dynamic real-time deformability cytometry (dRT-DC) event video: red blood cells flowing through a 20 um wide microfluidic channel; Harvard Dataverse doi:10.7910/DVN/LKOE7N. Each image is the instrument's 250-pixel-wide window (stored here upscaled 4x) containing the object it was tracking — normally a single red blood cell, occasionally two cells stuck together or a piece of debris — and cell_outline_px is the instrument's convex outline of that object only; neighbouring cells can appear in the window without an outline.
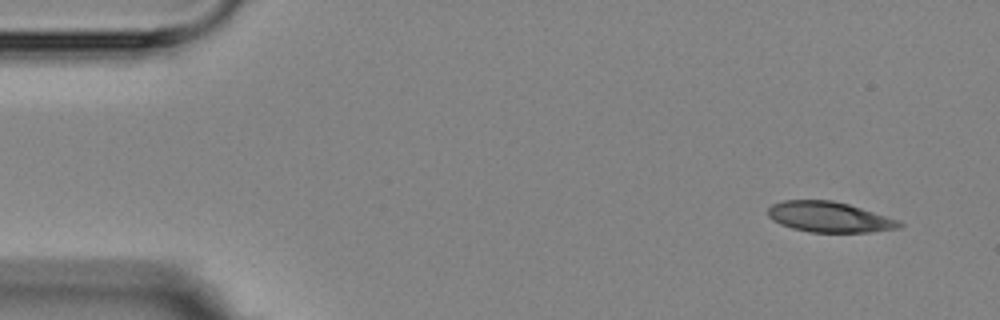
{"species": "Egyptian fruit bat (a non-hibernating species)", "species_latin": "Rousettus aegyptiacus", "temperature_condition": "room temperature", "stored_images_in_passage": 4, "camera_frame_rate_fps": 3000, "um_per_image_px": 0.085, "animal": {"sex": "female"}, "frame": {"image": 1, "passage_image": 1, "time_ms": 0.0, "image_size_px": [1000, 320], "cell_outline_px": [[904, 224], [900, 228], [868, 232], [812, 232], [792, 228], [780, 224], [772, 220], [768, 216], [768, 208], [772, 204], [784, 200], [832, 200], [848, 204], [900, 220]], "centroid_in_image_um": [70.49, 18.44], "position_along_channel_um": 14.5, "area_um2": 23.29}}
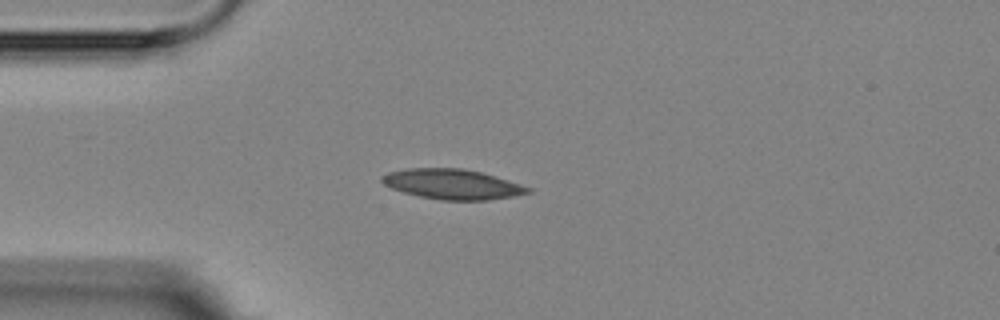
{"frame": {"image": 2, "passage_image": 4, "time_ms": 3.333, "image_size_px": [1000, 320], "cell_outline_px": [[532, 192], [512, 196], [488, 200], [440, 200], [420, 196], [404, 192], [392, 188], [384, 184], [380, 180], [380, 176], [388, 172], [408, 168], [464, 168], [480, 172], [520, 184], [532, 188]], "centroid_in_image_um": [38.42, 15.65], "position_along_channel_um": 46.6, "area_um2": 25.43}}